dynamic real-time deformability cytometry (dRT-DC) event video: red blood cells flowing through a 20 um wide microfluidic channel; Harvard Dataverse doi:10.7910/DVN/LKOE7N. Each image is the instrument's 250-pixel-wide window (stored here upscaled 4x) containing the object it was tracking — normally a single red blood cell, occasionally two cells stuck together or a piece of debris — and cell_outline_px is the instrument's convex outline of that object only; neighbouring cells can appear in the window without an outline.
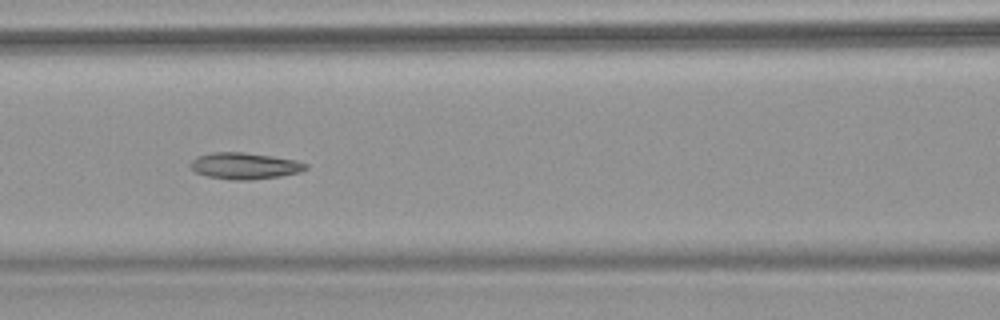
{"species": "common noctule bat (a hibernating species)", "species_latin": "Nyctalus noctula", "temperature_condition": "warm", "stored_images_in_passage": 4, "camera_frame_rate_fps": 3000, "um_per_image_px": 0.085, "animal": {"sex": "female", "body_mass_g": 18.4}, "frame": {"image": 1, "passage_image": 3, "time_ms": 0.667, "image_size_px": [1000, 320], "cell_outline_px": [[308, 168], [300, 172], [280, 176], [252, 180], [232, 180], [208, 176], [196, 172], [188, 164], [196, 156], [212, 152], [244, 152], [272, 156], [296, 160], [308, 164]], "centroid_in_image_um": [20.8, 14.09], "position_along_channel_um": 145.8, "area_um2": 17.86}}